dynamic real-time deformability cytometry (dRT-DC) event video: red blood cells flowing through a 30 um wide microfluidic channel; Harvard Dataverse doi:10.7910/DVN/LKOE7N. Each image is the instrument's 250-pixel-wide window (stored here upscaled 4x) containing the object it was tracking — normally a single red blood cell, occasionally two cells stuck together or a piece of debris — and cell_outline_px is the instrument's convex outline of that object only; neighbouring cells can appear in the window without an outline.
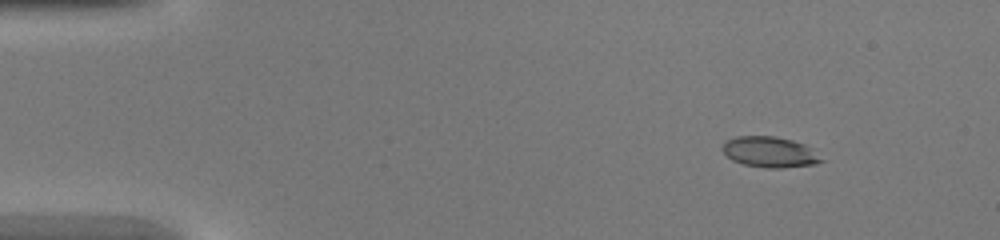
{"species": "common noctule bat (a hibernating species)", "species_latin": "Nyctalus noctula", "temperature_condition": "warm", "stored_images_in_passage": 14, "segment_of_instrument_passage": [2, 2], "camera_frame_rate_fps": 3000, "um_per_image_px": 0.085, "animal": {"sex": "female", "body_mass_g": 20.0, "forearm_length_mm": 54.0}, "frame": {"image": 1, "passage_image": 14, "time_ms": 4.333, "image_size_px": [1000, 240], "cell_outline_px": [[824, 160], [816, 164], [780, 168], [764, 168], [744, 164], [732, 160], [720, 148], [724, 140], [736, 136], [776, 136], [792, 140], [804, 144], [812, 148]], "centroid_in_image_um": [65.41, 12.91], "position_along_channel_um": 19.6, "area_um2": 17.86}}